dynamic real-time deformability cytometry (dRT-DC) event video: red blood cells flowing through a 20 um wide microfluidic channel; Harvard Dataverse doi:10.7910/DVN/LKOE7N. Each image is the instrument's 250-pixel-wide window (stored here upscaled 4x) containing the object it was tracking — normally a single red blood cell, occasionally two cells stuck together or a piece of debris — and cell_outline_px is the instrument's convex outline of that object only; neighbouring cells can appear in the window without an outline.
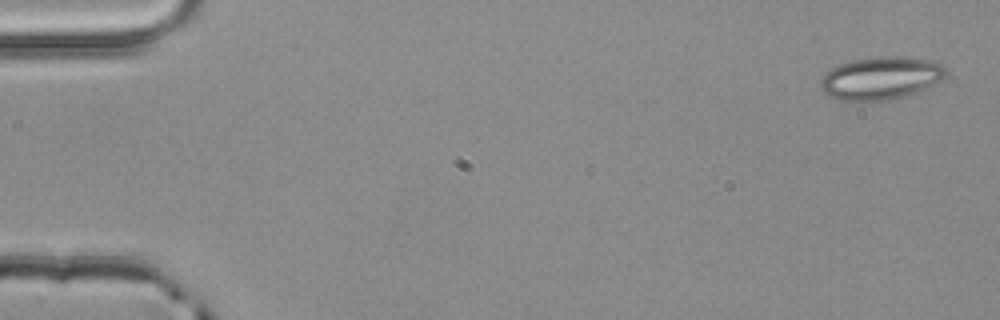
{"species": "common noctule bat (a hibernating species)", "species_latin": "Nyctalus noctula", "temperature_condition": "room temperature", "stored_images_in_passage": 4, "camera_frame_rate_fps": 3000, "um_per_image_px": 0.085, "animal": {"sex": "male", "body_mass_g": 20.4}, "frame": {"image": 1, "passage_image": 4, "time_ms": 1.0, "image_size_px": [1000, 320], "cell_outline_px": [[948, 72], [944, 80], [916, 92], [904, 96], [884, 100], [840, 100], [824, 92], [820, 88], [820, 80], [832, 68], [840, 64], [852, 60], [876, 56], [904, 56], [936, 60]], "centroid_in_image_um": [74.93, 6.61], "position_along_channel_um": 10.1, "area_um2": 31.27}}